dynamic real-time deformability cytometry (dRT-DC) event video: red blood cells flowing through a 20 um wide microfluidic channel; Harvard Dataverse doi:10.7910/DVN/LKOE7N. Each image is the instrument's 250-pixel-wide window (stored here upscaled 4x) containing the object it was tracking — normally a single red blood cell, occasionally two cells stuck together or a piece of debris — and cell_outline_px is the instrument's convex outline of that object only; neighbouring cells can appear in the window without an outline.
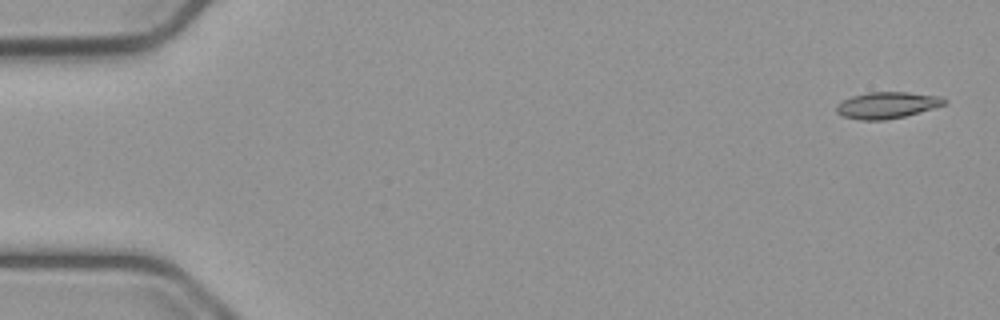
{"species": "common noctule bat (a hibernating species)", "species_latin": "Nyctalus noctula", "temperature_condition": "cold", "stored_images_in_passage": 56, "segment_of_instrument_passage": [1, 2], "camera_frame_rate_fps": 3000, "um_per_image_px": 0.085, "animal": {"sex": "male", "body_mass_g": 23.1, "forearm_length_mm": 52.7}, "frame": {"image": 1, "passage_image": 2, "time_ms": 0.333, "image_size_px": [1000, 320], "cell_outline_px": [[948, 100], [944, 104], [932, 108], [904, 116], [884, 120], [860, 120], [844, 116], [836, 112], [836, 104], [840, 100], [852, 96], [868, 92], [908, 92], [940, 96]], "centroid_in_image_um": [75.35, 8.93], "position_along_channel_um": 9.6, "area_um2": 16.59}}
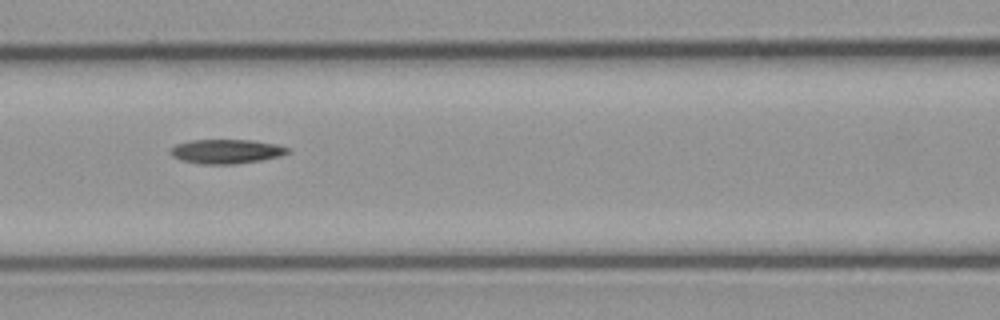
{"frame": {"image": 2, "passage_image": 24, "time_ms": 7.667, "image_size_px": [1000, 320], "cell_outline_px": [[292, 152], [280, 156], [260, 160], [236, 164], [200, 164], [180, 160], [172, 156], [168, 152], [176, 144], [192, 140], [252, 140], [276, 144], [292, 148]], "centroid_in_image_um": [19.26, 12.87], "position_along_channel_um": 147.3, "area_um2": 16.76}}
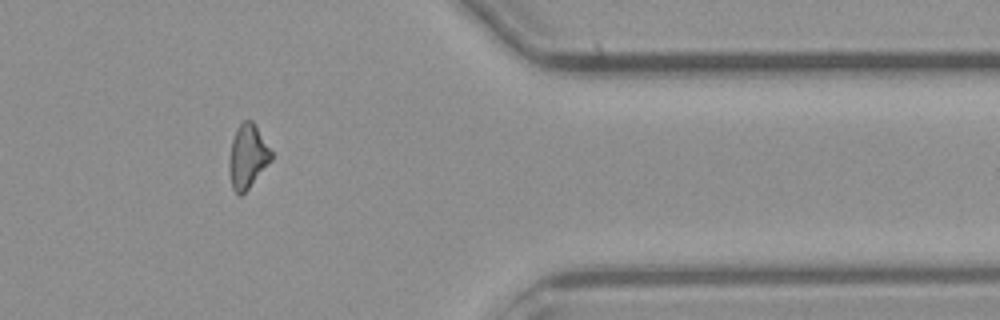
{"frame": {"image": 3, "passage_image": 45, "time_ms": 14.667, "image_size_px": [1000, 320], "cell_outline_px": [[272, 160], [248, 188], [240, 196], [232, 188], [228, 168], [228, 160], [232, 140], [236, 128], [244, 120], [252, 120], [256, 124], [272, 152]], "centroid_in_image_um": [21.04, 13.27], "position_along_channel_um": 390.4, "area_um2": 15.72}}